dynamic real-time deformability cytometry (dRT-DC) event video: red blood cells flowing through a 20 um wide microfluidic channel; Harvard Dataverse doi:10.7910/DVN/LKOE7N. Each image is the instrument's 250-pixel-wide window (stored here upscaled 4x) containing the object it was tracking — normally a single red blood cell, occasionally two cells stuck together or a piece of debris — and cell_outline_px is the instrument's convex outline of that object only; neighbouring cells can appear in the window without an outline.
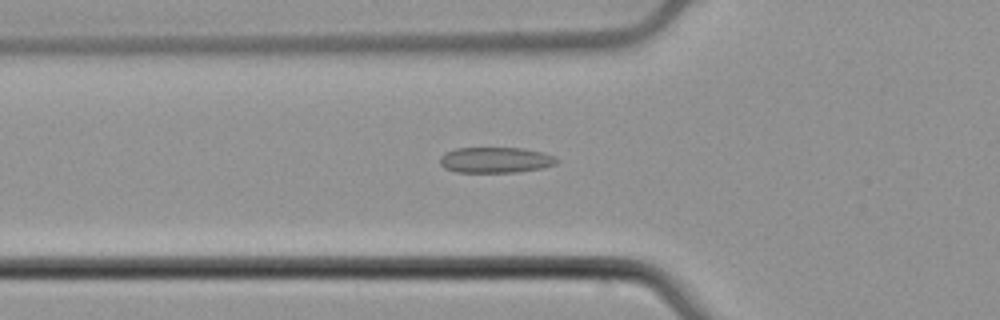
{"species": "common noctule bat (a hibernating species)", "species_latin": "Nyctalus noctula", "temperature_condition": "cold", "stored_images_in_passage": 48, "camera_frame_rate_fps": 3000, "um_per_image_px": 0.085, "animal": {"sex": "male", "body_mass_g": 21.5, "forearm_length_mm": 52.0}, "frame": {"image": 1, "passage_image": 13, "time_ms": 4.0, "image_size_px": [1000, 320], "cell_outline_px": [[560, 160], [556, 164], [544, 168], [516, 172], [456, 172], [444, 168], [440, 164], [440, 156], [444, 152], [456, 148], [524, 148], [556, 156]], "centroid_in_image_um": [42.13, 13.6], "position_along_channel_um": 83.7, "area_um2": 17.69}}
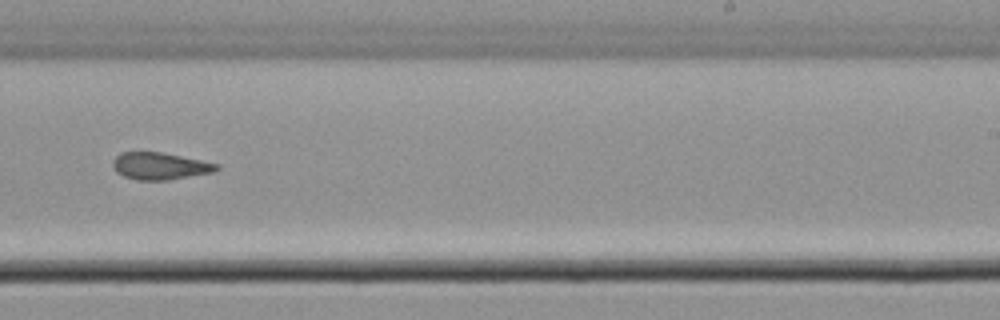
{"frame": {"image": 2, "passage_image": 28, "time_ms": 9.0, "image_size_px": [1000, 320], "cell_outline_px": [[220, 168], [212, 172], [168, 180], [136, 180], [124, 176], [116, 172], [112, 164], [112, 160], [120, 152], [160, 152], [220, 164]], "centroid_in_image_um": [13.56, 14.11], "position_along_channel_um": 275.4, "area_um2": 16.3}}
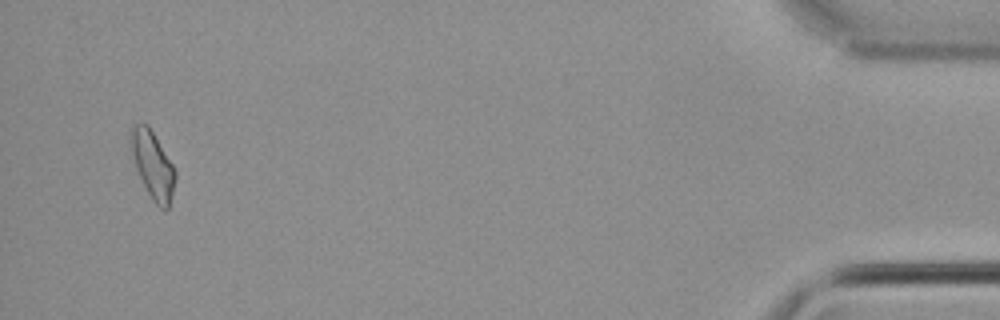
{"frame": {"image": 3, "passage_image": 46, "time_ms": 15.0, "image_size_px": [1000, 320], "cell_outline_px": [[176, 180], [168, 208], [164, 212], [152, 200], [136, 168], [132, 152], [128, 128], [136, 124], [148, 124], [172, 164], [176, 172]], "centroid_in_image_um": [12.98, 14.02], "position_along_channel_um": 422.2, "area_um2": 17.22}, "authors_computed_cell_mechanics": {"area_um2": 17.1088, "velocity_mm_per_s": 3.8326, "shape_relaxation_time_tau1_ms": null, "shape_relaxation_time_tau2_ms": 5.502, "deformation_change_tau1": null, "deformation_change_tau2": 0.1294}}